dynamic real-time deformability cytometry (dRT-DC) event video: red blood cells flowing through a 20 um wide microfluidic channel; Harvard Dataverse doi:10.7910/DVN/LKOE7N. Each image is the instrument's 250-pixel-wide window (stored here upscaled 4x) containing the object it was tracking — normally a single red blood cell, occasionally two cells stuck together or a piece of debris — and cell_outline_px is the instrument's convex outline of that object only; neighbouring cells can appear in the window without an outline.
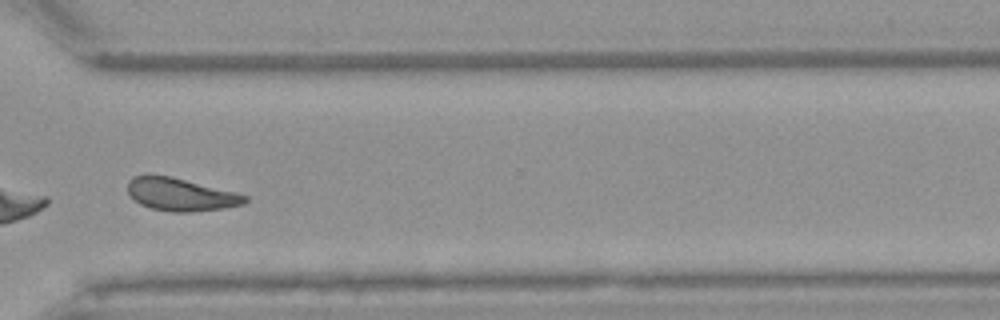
{"species": "Egyptian fruit bat (a non-hibernating species)", "species_latin": "Rousettus aegyptiacus", "temperature_condition": "warm", "stored_images_in_passage": 43, "camera_frame_rate_fps": 3000, "um_per_image_px": 0.085, "animal": {"sex": "female"}, "frame": {"image": 1, "passage_image": 31, "time_ms": 10.0, "image_size_px": [1000, 320], "cell_outline_px": [[248, 200], [244, 204], [224, 208], [192, 212], [172, 212], [152, 208], [140, 204], [128, 196], [128, 180], [132, 176], [148, 172], [172, 176], [236, 192], [248, 196]], "centroid_in_image_um": [15.3, 16.5], "position_along_channel_um": 355.3, "area_um2": 23.0}, "authors_computed_cell_mechanics": {"area_um2": 22.7732, "velocity_mm_per_s": 3.8981, "shape_relaxation_time_tau1_ms": null, "shape_relaxation_time_tau2_ms": 3.9886, "deformation_change_tau1": null, "deformation_change_tau2": 0.1126}}